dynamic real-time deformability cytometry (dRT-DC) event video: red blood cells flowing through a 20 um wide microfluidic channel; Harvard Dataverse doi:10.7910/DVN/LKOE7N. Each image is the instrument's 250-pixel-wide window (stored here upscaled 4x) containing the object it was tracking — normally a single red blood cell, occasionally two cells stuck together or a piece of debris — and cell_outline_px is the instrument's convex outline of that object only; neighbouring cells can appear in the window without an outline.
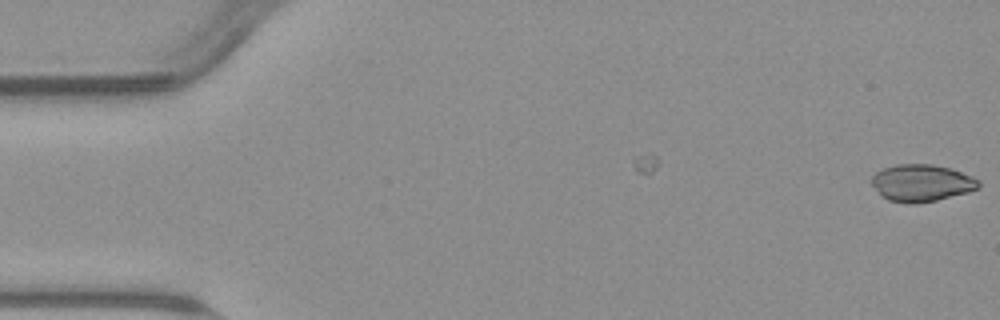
{"species": "common noctule bat (a hibernating species)", "species_latin": "Nyctalus noctula", "temperature_condition": "warm", "stored_images_in_passage": 6, "camera_frame_rate_fps": 3000, "um_per_image_px": 0.085, "animal": {"sex": "male", "body_mass_g": 23.1, "forearm_length_mm": 52.7}, "frame": {"image": 1, "passage_image": 6, "time_ms": 1.667, "image_size_px": [1000, 320], "cell_outline_px": [[980, 184], [976, 188], [968, 192], [936, 200], [916, 204], [908, 204], [888, 200], [880, 196], [872, 184], [872, 176], [876, 172], [884, 168], [896, 164], [932, 164], [948, 168], [972, 176], [980, 180]], "centroid_in_image_um": [78.3, 15.56], "position_along_channel_um": 6.7, "area_um2": 23.06}}